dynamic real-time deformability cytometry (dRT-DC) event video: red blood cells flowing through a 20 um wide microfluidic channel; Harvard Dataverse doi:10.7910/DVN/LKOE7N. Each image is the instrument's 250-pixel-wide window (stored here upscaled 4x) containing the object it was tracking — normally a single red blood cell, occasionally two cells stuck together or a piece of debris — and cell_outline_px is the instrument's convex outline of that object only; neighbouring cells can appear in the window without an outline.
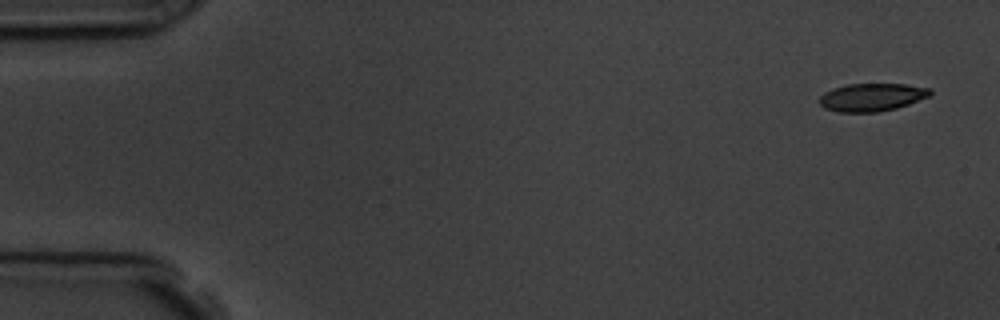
{"species": "common noctule bat (a hibernating species)", "species_latin": "Nyctalus noctula", "temperature_condition": "room temperature", "stored_images_in_passage": 5, "camera_frame_rate_fps": 3000, "um_per_image_px": 0.085, "animal": {"sex": "male", "body_mass_g": 19.5, "forearm_length_mm": 54.6}, "frame": {"image": 1, "passage_image": 1, "time_ms": 0.0, "image_size_px": [1000, 320], "cell_outline_px": [[932, 92], [928, 96], [908, 104], [896, 108], [880, 112], [836, 112], [824, 108], [820, 104], [820, 96], [824, 92], [848, 84], [908, 84], [932, 88]], "centroid_in_image_um": [74.12, 8.26], "position_along_channel_um": 10.9, "area_um2": 17.98}}
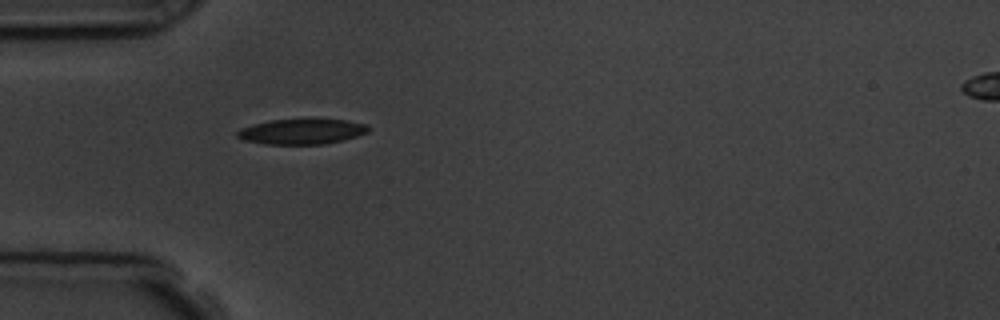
{"frame": {"image": 2, "passage_image": 5, "time_ms": 4.667, "image_size_px": [1000, 320], "cell_outline_px": [[368, 132], [344, 140], [324, 144], [268, 144], [244, 140], [236, 136], [236, 132], [244, 128], [256, 124], [272, 120], [348, 120], [368, 124]], "centroid_in_image_um": [25.7, 11.19], "position_along_channel_um": 59.3, "area_um2": 18.9}}